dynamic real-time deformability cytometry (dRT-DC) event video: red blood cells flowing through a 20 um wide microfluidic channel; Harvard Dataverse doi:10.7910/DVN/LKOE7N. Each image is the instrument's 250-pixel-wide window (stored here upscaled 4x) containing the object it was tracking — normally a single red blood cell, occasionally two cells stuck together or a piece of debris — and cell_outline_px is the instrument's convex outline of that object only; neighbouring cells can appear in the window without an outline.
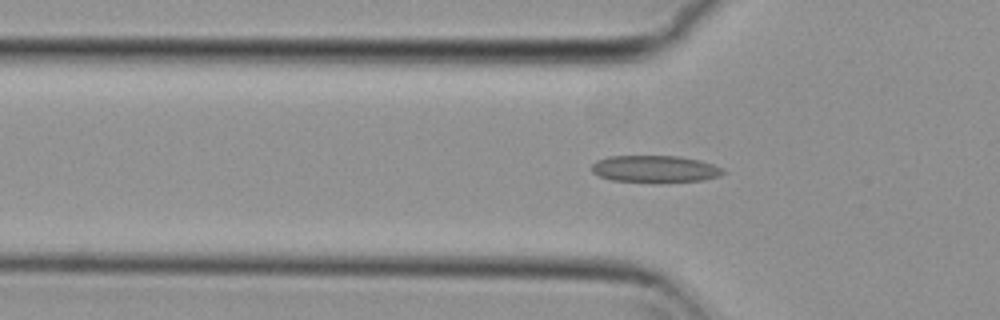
{"species": "common noctule bat (a hibernating species)", "species_latin": "Nyctalus noctula", "temperature_condition": "cold", "stored_images_in_passage": 46, "camera_frame_rate_fps": 3000, "um_per_image_px": 0.085, "animal": {"sex": "female", "body_mass_g": 29.2, "forearm_length_mm": 56.3}, "frame": {"image": 1, "passage_image": 16, "time_ms": 5.0, "image_size_px": [1000, 320], "cell_outline_px": [[724, 172], [720, 176], [704, 180], [660, 184], [612, 180], [600, 176], [592, 172], [592, 164], [596, 160], [608, 156], [676, 156], [700, 160], [712, 164], [720, 168]], "centroid_in_image_um": [55.66, 14.39], "position_along_channel_um": 70.1, "area_um2": 21.1}}
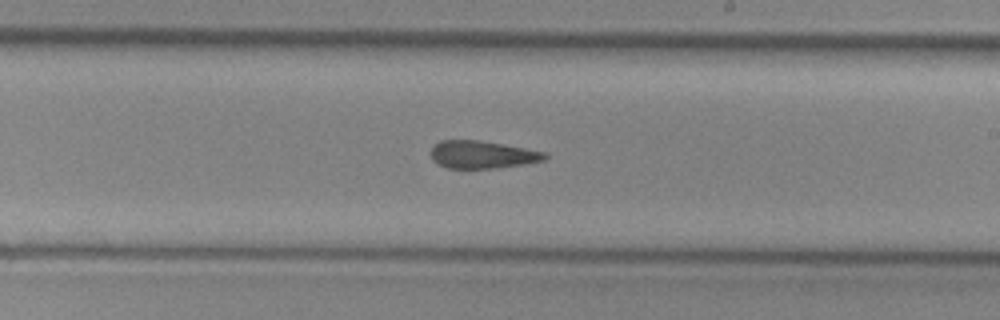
{"frame": {"image": 2, "passage_image": 30, "time_ms": 9.667, "image_size_px": [1000, 320], "cell_outline_px": [[548, 156], [544, 160], [524, 164], [496, 168], [448, 168], [436, 164], [432, 160], [428, 152], [440, 140], [480, 140], [548, 152]], "centroid_in_image_um": [40.97, 13.14], "position_along_channel_um": 248.0, "area_um2": 18.55}}
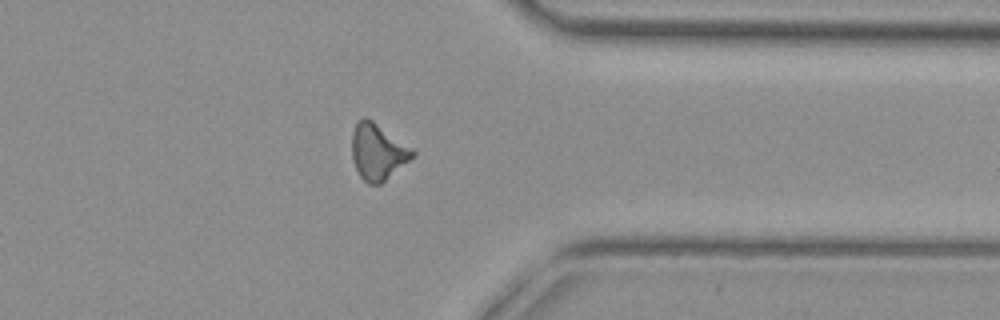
{"frame": {"image": 3, "passage_image": 41, "time_ms": 13.333, "image_size_px": [1000, 320], "cell_outline_px": [[416, 152], [408, 160], [380, 184], [368, 184], [360, 176], [352, 160], [352, 132], [356, 120], [364, 116], [368, 116], [412, 148]], "centroid_in_image_um": [32.06, 12.84], "position_along_channel_um": 379.3, "area_um2": 19.77}}